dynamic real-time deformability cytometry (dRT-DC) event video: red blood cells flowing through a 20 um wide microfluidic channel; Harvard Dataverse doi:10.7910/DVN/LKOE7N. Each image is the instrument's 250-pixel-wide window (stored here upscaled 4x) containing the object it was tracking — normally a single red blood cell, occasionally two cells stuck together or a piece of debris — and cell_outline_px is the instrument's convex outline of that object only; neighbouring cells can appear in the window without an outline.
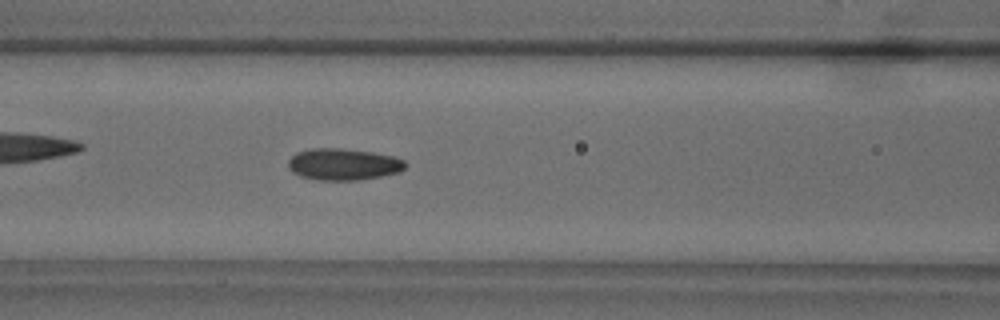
{"species": "common noctule bat (a hibernating species)", "species_latin": "Nyctalus noctula", "temperature_condition": "warm", "stored_images_in_passage": 46, "camera_frame_rate_fps": 3000, "um_per_image_px": 0.085, "animal": {"sex": "male", "body_mass_g": 18.8}, "frame": {"image": 1, "passage_image": 20, "time_ms": 6.333, "image_size_px": [1000, 320], "cell_outline_px": [[408, 164], [400, 172], [360, 180], [320, 180], [300, 176], [292, 172], [288, 168], [288, 160], [296, 152], [312, 148], [344, 148], [372, 152], [392, 156], [404, 160]], "centroid_in_image_um": [29.18, 13.96], "position_along_channel_um": 137.4, "area_um2": 21.73}, "authors_computed_cell_mechanics": {"area_um2": 20.5768, "velocity_mm_per_s": 3.8758, "shape_relaxation_time_tau1_ms": null, "shape_relaxation_time_tau2_ms": 2.3093, "deformation_change_tau1": null, "deformation_change_tau2": 0.0868}}